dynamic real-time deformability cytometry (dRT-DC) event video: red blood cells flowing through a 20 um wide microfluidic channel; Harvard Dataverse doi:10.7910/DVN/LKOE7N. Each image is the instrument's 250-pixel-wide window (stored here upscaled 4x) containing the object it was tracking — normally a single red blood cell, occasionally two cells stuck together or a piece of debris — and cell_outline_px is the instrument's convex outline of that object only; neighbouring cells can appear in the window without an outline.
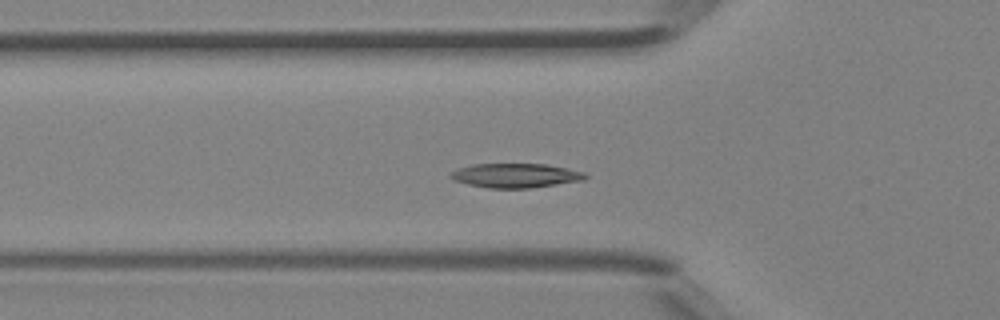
{"species": "Egyptian fruit bat (a non-hibernating species)", "species_latin": "Rousettus aegyptiacus", "temperature_condition": "room temperature", "stored_images_in_passage": 38, "camera_frame_rate_fps": 3000, "um_per_image_px": 0.085, "animal": {"sex": "female"}, "frame": {"image": 1, "passage_image": 7, "time_ms": 2.0, "image_size_px": [1000, 320], "cell_outline_px": [[588, 176], [584, 180], [532, 188], [488, 188], [468, 184], [456, 180], [448, 176], [456, 168], [472, 164], [548, 164], [568, 168], [584, 172]], "centroid_in_image_um": [43.84, 14.91], "position_along_channel_um": 82.0, "area_um2": 19.13}}
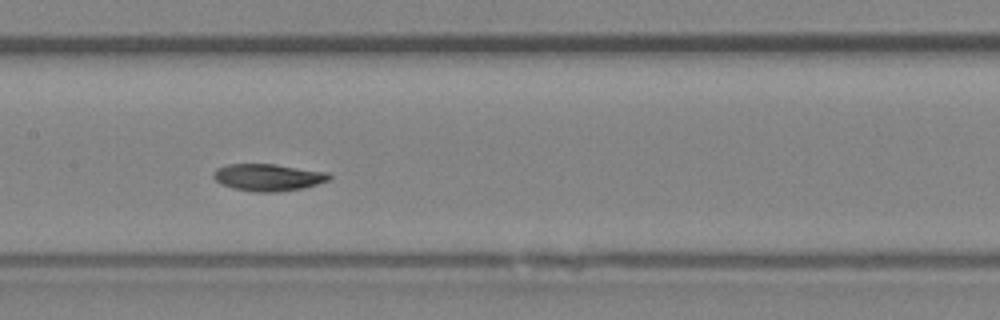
{"frame": {"image": 2, "passage_image": 14, "time_ms": 4.333, "image_size_px": [1000, 320], "cell_outline_px": [[332, 176], [328, 180], [316, 184], [300, 188], [276, 192], [256, 192], [232, 188], [220, 184], [212, 176], [212, 172], [216, 168], [228, 164], [276, 164], [328, 172]], "centroid_in_image_um": [22.74, 15.06], "position_along_channel_um": 184.7, "area_um2": 18.26}}
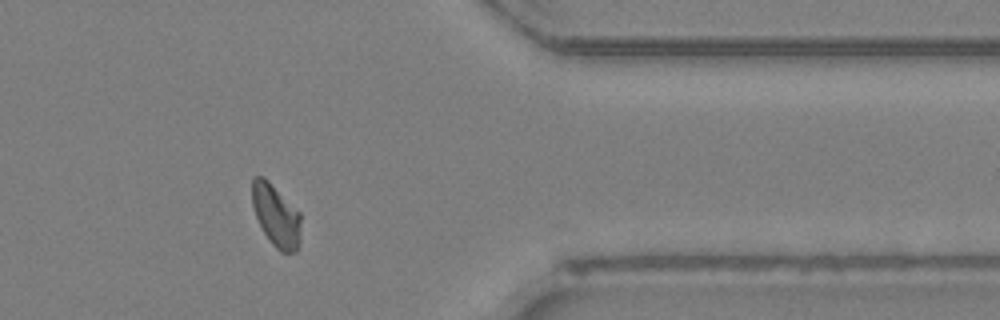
{"frame": {"image": 3, "passage_image": 29, "time_ms": 9.333, "image_size_px": [1000, 320], "cell_outline_px": [[300, 240], [296, 252], [280, 252], [272, 244], [264, 232], [256, 216], [252, 204], [252, 180], [256, 176], [264, 176], [300, 212]], "centroid_in_image_um": [23.47, 18.32], "position_along_channel_um": 387.9, "area_um2": 17.57}, "authors_computed_cell_mechanics": {"area_um2": 18.0914, "velocity_mm_per_s": 4.4158, "shape_relaxation_time_tau1_ms": 4.1448, "shape_relaxation_time_tau2_ms": null, "deformation_change_tau1": 0.1429, "deformation_change_tau2": null}}